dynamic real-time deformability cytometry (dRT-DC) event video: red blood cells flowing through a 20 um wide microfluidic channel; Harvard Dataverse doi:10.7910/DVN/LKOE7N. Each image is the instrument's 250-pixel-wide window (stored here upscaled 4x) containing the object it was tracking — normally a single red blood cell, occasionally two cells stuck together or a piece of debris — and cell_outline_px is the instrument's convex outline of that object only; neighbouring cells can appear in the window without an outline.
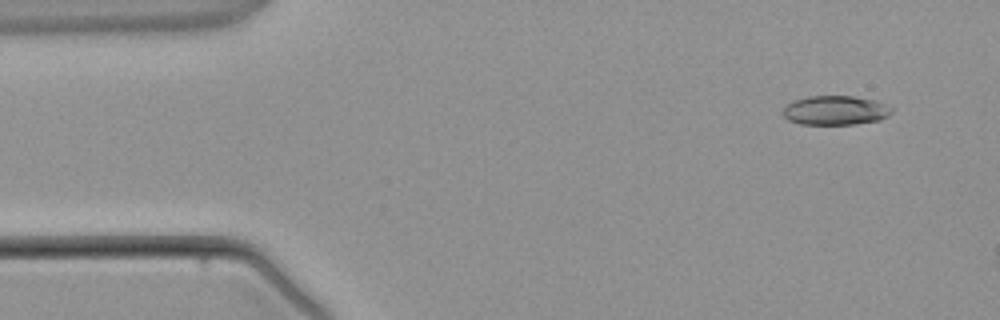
{"species": "common noctule bat (a hibernating species)", "species_latin": "Nyctalus noctula", "temperature_condition": "warm", "stored_images_in_passage": 4, "camera_frame_rate_fps": 3000, "um_per_image_px": 0.085, "animal": {"sex": "male", "body_mass_g": 21.5, "forearm_length_mm": 52.0}, "frame": {"image": 1, "passage_image": 1, "time_ms": 0.0, "image_size_px": [1000, 320], "cell_outline_px": [[892, 112], [888, 116], [880, 120], [856, 124], [800, 124], [788, 120], [784, 116], [784, 108], [792, 100], [808, 96], [852, 96], [876, 100], [892, 108]], "centroid_in_image_um": [71.01, 9.38], "position_along_channel_um": 14.0, "area_um2": 18.55}}